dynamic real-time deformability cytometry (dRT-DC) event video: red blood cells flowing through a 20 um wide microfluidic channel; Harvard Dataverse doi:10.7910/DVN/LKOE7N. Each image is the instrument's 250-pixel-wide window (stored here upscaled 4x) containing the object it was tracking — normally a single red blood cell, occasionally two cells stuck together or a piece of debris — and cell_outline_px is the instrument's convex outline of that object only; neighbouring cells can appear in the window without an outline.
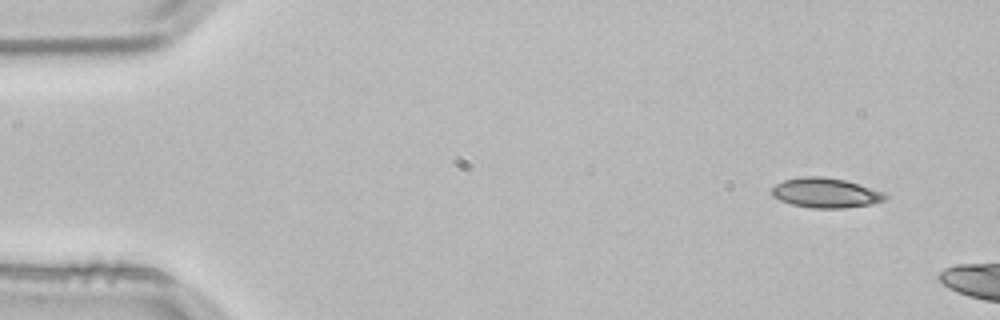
{"species": "common noctule bat (a hibernating species)", "species_latin": "Nyctalus noctula", "temperature_condition": "room temperature", "stored_images_in_passage": 2, "camera_frame_rate_fps": 3000, "um_per_image_px": 0.085, "animal": {"sex": "male", "body_mass_g": 21.5, "forearm_length_mm": 52.0}, "frame": {"image": 1, "passage_image": 1, "time_ms": 0.0, "image_size_px": [1000, 320], "cell_outline_px": [[888, 196], [884, 200], [868, 204], [844, 208], [812, 208], [792, 204], [780, 200], [772, 196], [772, 188], [776, 184], [784, 180], [804, 176], [824, 176], [844, 180], [884, 192]], "centroid_in_image_um": [70.15, 16.39], "position_along_channel_um": 14.8, "area_um2": 19.48}}